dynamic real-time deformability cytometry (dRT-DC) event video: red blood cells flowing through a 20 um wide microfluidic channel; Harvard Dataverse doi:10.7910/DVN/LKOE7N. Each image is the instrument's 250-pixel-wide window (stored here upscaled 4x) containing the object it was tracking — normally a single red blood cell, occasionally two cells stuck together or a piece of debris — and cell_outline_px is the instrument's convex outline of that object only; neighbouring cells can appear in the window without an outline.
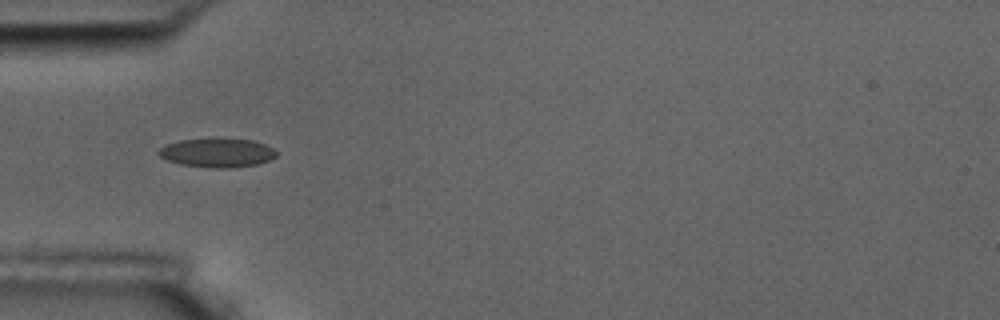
{"species": "common noctule bat (a hibernating species)", "species_latin": "Nyctalus noctula", "temperature_condition": "room temperature", "stored_images_in_passage": 5, "camera_frame_rate_fps": 3000, "um_per_image_px": 0.085, "animal": {"sex": "male", "body_mass_g": 17.5, "forearm_length_mm": 52.3}, "frame": {"image": 1, "passage_image": 5, "time_ms": 4.667, "image_size_px": [1000, 320], "cell_outline_px": [[280, 152], [276, 156], [268, 160], [256, 164], [228, 168], [208, 168], [180, 164], [168, 160], [160, 156], [156, 152], [164, 144], [180, 140], [216, 136], [252, 140], [264, 144]], "centroid_in_image_um": [18.44, 12.95], "position_along_channel_um": 66.6, "area_um2": 20.52}}